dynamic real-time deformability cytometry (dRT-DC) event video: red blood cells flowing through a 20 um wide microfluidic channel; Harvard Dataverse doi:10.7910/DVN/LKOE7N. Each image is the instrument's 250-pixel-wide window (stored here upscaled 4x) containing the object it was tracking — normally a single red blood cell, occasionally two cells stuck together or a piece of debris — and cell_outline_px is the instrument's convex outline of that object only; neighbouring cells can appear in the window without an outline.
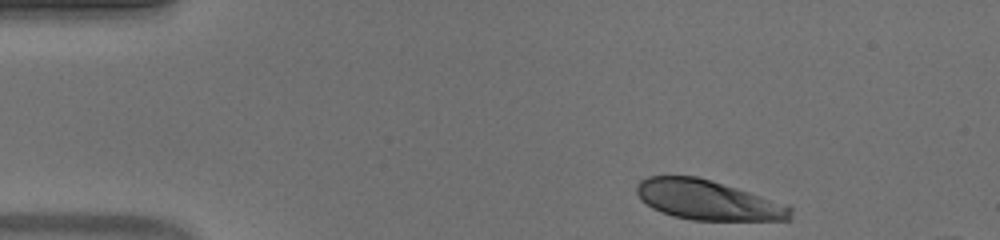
{"species": "human", "species_latin": "Homo sapiens", "temperature_condition": "warm", "stored_images_in_passage": 46, "camera_frame_rate_fps": 3000, "um_per_image_px": 0.085, "donor": {"sex": "male"}, "frame": {"image": 1, "passage_image": 1, "time_ms": 0.0, "image_size_px": [1000, 240], "cell_outline_px": [[792, 216], [788, 220], [692, 220], [672, 216], [652, 208], [640, 200], [636, 192], [636, 184], [640, 180], [648, 176], [696, 176], [712, 180], [788, 204], [792, 208]], "centroid_in_image_um": [60.15, 17.0], "position_along_channel_um": 24.8, "area_um2": 35.84}}
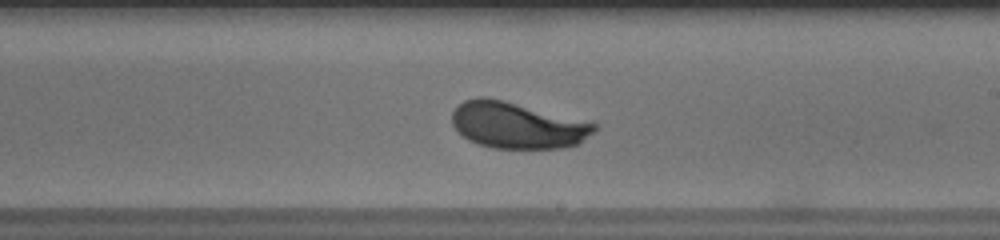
{"frame": {"image": 2, "passage_image": 24, "time_ms": 7.667, "image_size_px": [1000, 240], "cell_outline_px": [[596, 128], [580, 144], [560, 148], [492, 148], [468, 140], [452, 124], [452, 112], [456, 104], [464, 100], [480, 96], [484, 96], [504, 100], [596, 124]], "centroid_in_image_um": [43.91, 10.64], "position_along_channel_um": 245.1, "area_um2": 38.03}}
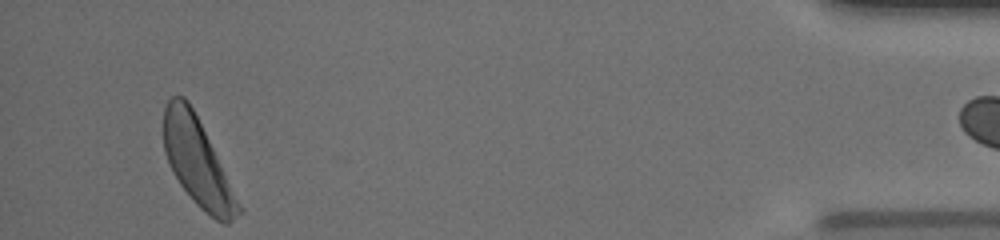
{"frame": {"image": 3, "passage_image": 43, "time_ms": 14.0, "image_size_px": [1000, 240], "cell_outline_px": [[244, 212], [228, 224], [224, 224], [216, 220], [200, 208], [196, 204], [180, 184], [172, 172], [168, 164], [164, 152], [164, 108], [168, 100], [172, 96], [184, 96], [188, 100], [244, 208]], "centroid_in_image_um": [16.81, 13.84], "position_along_channel_um": 418.4, "area_um2": 38.03}, "authors_computed_cell_mechanics": {"area_um2": 38.148, "velocity_mm_per_s": 3.8887, "shape_relaxation_time_tau1_ms": 2.4488, "shape_relaxation_time_tau2_ms": null, "deformation_change_tau1": 0.1487, "deformation_change_tau2": null}}